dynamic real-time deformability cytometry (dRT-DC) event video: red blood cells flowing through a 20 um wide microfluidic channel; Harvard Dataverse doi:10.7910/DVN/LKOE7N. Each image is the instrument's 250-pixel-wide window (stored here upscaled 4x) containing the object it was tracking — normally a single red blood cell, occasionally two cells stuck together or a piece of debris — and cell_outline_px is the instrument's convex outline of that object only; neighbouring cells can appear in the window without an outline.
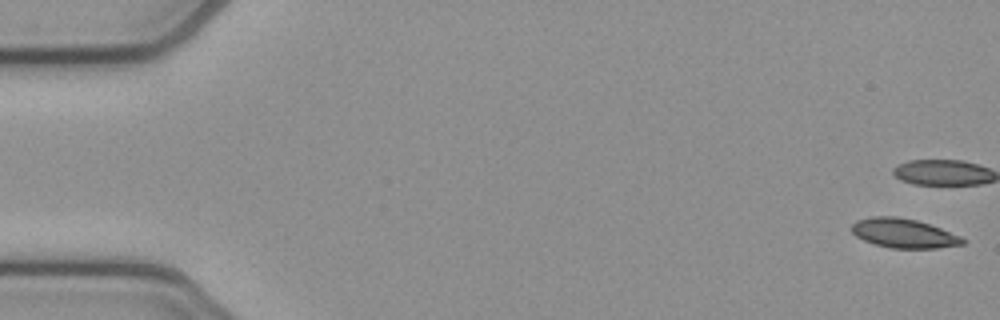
{"species": "common noctule bat (a hibernating species)", "species_latin": "Nyctalus noctula", "temperature_condition": "cold", "stored_images_in_passage": 13, "camera_frame_rate_fps": 3000, "um_per_image_px": 0.085, "animal": {"sex": "female", "body_mass_g": 21.9}, "frame": {"image": 1, "passage_image": 1, "time_ms": 0.0, "image_size_px": [1000, 320], "cell_outline_px": [[968, 240], [964, 244], [936, 248], [892, 248], [876, 244], [864, 240], [856, 236], [852, 232], [852, 224], [856, 220], [872, 216], [896, 216], [916, 220], [940, 228], [960, 236]], "centroid_in_image_um": [76.82, 19.82], "position_along_channel_um": 8.2, "area_um2": 18.84}}